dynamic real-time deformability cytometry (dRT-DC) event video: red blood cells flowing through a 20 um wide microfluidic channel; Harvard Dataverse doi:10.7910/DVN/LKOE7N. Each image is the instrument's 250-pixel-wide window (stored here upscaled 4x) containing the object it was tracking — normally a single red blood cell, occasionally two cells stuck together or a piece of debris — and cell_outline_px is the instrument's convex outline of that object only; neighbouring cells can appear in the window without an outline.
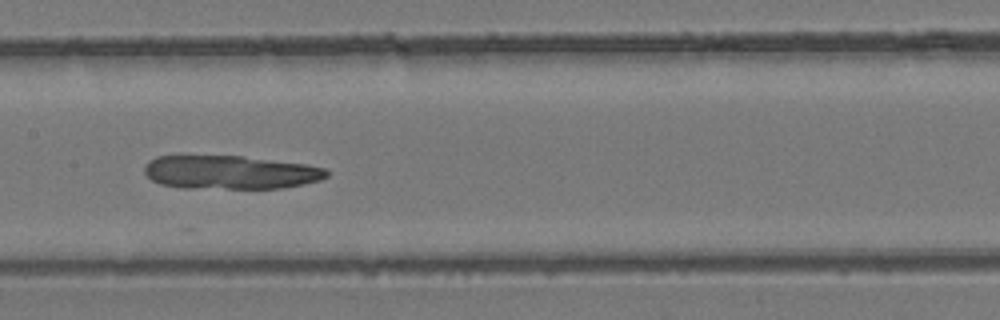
{"species": "common noctule bat (a hibernating species)", "species_latin": "Nyctalus noctula", "temperature_condition": "room temperature", "stored_images_in_passage": 7, "camera_frame_rate_fps": 3000, "um_per_image_px": 0.085, "animal": {"sex": "female", "body_mass_g": 24.6, "forearm_length_mm": 56.2}, "frame": {"image": 1, "passage_image": 7, "time_ms": 2.0, "image_size_px": [1000, 320], "cell_outline_px": [[328, 176], [320, 180], [304, 184], [280, 188], [180, 188], [160, 184], [152, 180], [144, 172], [144, 168], [148, 160], [156, 156], [240, 156], [308, 164], [324, 168], [328, 172]], "centroid_in_image_um": [19.56, 14.65], "position_along_channel_um": 187.8, "area_um2": 35.72}}